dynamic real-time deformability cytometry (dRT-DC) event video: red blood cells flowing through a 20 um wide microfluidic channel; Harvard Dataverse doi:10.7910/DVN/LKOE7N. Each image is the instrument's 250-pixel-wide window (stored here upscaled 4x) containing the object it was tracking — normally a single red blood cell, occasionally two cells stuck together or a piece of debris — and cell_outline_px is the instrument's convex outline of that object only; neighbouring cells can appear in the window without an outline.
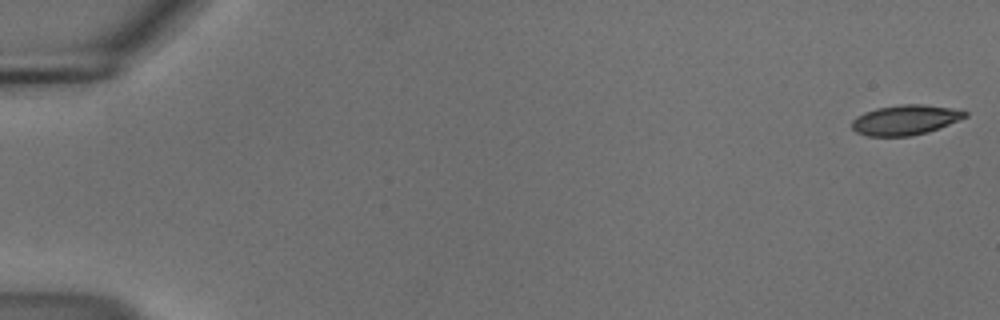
{"species": "common noctule bat (a hibernating species)", "species_latin": "Nyctalus noctula", "temperature_condition": "cold", "stored_images_in_passage": 22, "camera_frame_rate_fps": 3000, "um_per_image_px": 0.085, "animal": {"sex": "male", "body_mass_g": 18.8}, "frame": {"image": 1, "passage_image": 1, "time_ms": 0.0, "image_size_px": [1000, 320], "cell_outline_px": [[968, 116], [928, 132], [912, 136], [868, 136], [856, 132], [852, 128], [852, 120], [856, 116], [864, 112], [876, 108], [900, 104], [924, 104], [948, 108], [968, 112]], "centroid_in_image_um": [76.91, 10.19], "position_along_channel_um": 8.1, "area_um2": 19.71}}
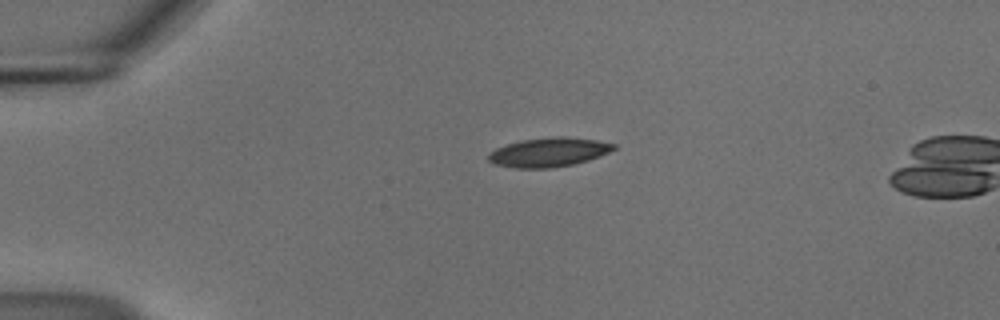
{"frame": {"image": 2, "passage_image": 13, "time_ms": 4.0, "image_size_px": [1000, 320], "cell_outline_px": [[616, 148], [600, 156], [588, 160], [572, 164], [552, 168], [516, 168], [492, 164], [488, 160], [488, 156], [496, 148], [520, 140], [556, 136], [560, 136], [596, 140], [616, 144]], "centroid_in_image_um": [46.63, 12.94], "position_along_channel_um": 38.4, "area_um2": 21.15}}
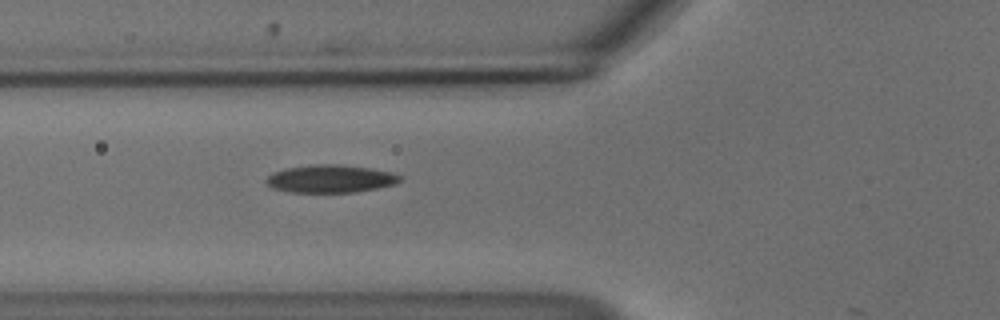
{"frame": {"image": 3, "passage_image": 21, "time_ms": 6.667, "image_size_px": [1000, 320], "cell_outline_px": [[404, 180], [396, 184], [356, 192], [288, 192], [272, 188], [264, 180], [272, 172], [284, 168], [312, 164], [340, 164], [372, 168], [392, 172], [404, 176]], "centroid_in_image_um": [28.12, 15.18], "position_along_channel_um": 97.7, "area_um2": 22.08}}